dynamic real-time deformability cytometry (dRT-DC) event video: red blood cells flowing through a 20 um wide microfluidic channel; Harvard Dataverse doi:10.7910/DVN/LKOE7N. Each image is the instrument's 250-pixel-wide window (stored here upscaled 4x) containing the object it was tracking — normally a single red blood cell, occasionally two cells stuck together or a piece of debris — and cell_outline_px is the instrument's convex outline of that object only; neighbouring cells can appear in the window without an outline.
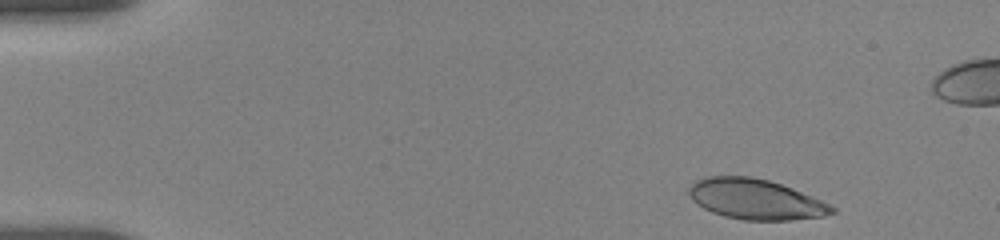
{"species": "human", "species_latin": "Homo sapiens", "temperature_condition": "room temperature", "stored_images_in_passage": 73, "camera_frame_rate_fps": 3000, "um_per_image_px": 0.085, "donor": {"sex": "female"}, "frame": {"image": 1, "passage_image": 3, "time_ms": 0.333, "image_size_px": [1000, 240], "cell_outline_px": [[836, 212], [824, 216], [788, 220], [744, 220], [724, 216], [712, 212], [696, 204], [688, 196], [688, 188], [696, 180], [704, 176], [752, 176], [768, 180], [792, 188], [812, 196], [836, 208]], "centroid_in_image_um": [64.18, 16.93], "position_along_channel_um": 20.8, "area_um2": 33.64}}
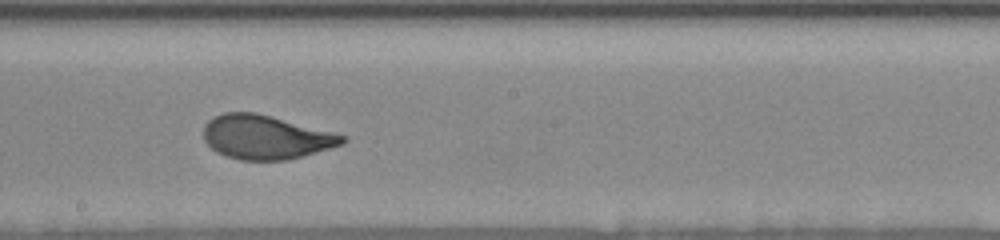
{"frame": {"image": 2, "passage_image": 42, "time_ms": 8.667, "image_size_px": [1000, 240], "cell_outline_px": [[348, 140], [344, 144], [288, 160], [240, 160], [216, 152], [204, 140], [204, 124], [208, 120], [224, 112], [256, 112], [348, 136]], "centroid_in_image_um": [22.6, 11.66], "position_along_channel_um": 225.6, "area_um2": 35.55}}
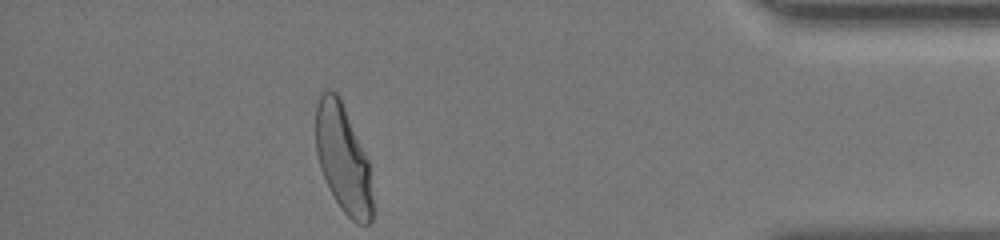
{"frame": {"image": 3, "passage_image": 73, "time_ms": 14.667, "image_size_px": [1000, 240], "cell_outline_px": [[372, 220], [368, 224], [356, 224], [340, 208], [320, 168], [316, 152], [316, 108], [320, 92], [324, 88], [328, 88], [336, 92], [340, 96], [368, 160], [372, 196]], "centroid_in_image_um": [29.15, 13.45], "position_along_channel_um": 406.1, "area_um2": 35.6}, "authors_computed_cell_mechanics": {"area_um2": 35.6626, "velocity_mm_per_s": 3.6564, "shape_relaxation_time_tau1_ms": 5.3118, "shape_relaxation_time_tau2_ms": null, "deformation_change_tau1": 0.2059, "deformation_change_tau2": null}}